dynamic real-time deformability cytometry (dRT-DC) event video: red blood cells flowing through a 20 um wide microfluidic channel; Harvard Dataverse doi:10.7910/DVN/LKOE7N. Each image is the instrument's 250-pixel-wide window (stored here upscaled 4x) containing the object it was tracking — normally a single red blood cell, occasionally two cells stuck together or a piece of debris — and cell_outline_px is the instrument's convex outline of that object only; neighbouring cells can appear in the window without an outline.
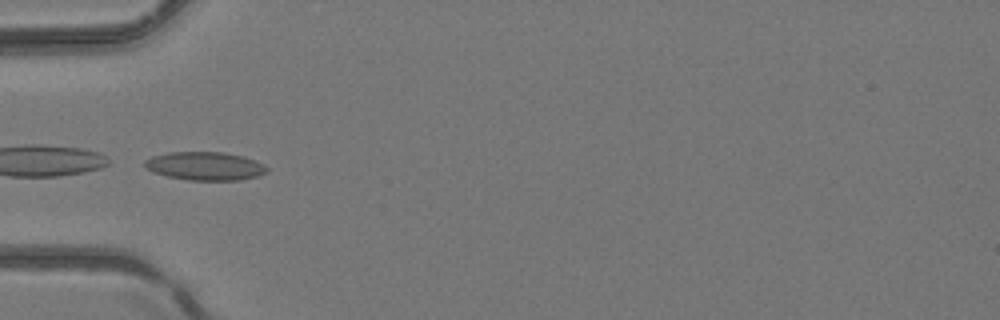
{"species": "common noctule bat (a hibernating species)", "species_latin": "Nyctalus noctula", "temperature_condition": "room temperature", "stored_images_in_passage": 5, "camera_frame_rate_fps": 3000, "um_per_image_px": 0.085, "animal": {"sex": "female", "body_mass_g": 24.6, "forearm_length_mm": 56.2}, "frame": {"image": 1, "passage_image": 4, "time_ms": 1.0, "image_size_px": [1000, 320], "cell_outline_px": [[268, 172], [256, 176], [240, 180], [188, 180], [168, 176], [152, 172], [144, 164], [144, 160], [152, 156], [168, 152], [224, 152], [256, 160], [264, 164], [268, 168]], "centroid_in_image_um": [17.43, 14.11], "position_along_channel_um": 67.6, "area_um2": 20.17}}
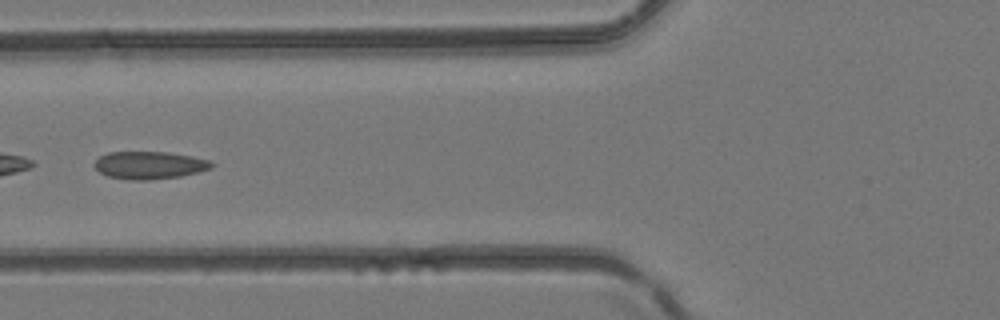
{"frame": {"image": 2, "passage_image": 5, "time_ms": 1.333, "image_size_px": [1000, 320], "cell_outline_px": [[216, 164], [212, 168], [180, 176], [152, 180], [128, 180], [108, 176], [100, 172], [92, 164], [100, 156], [108, 152], [168, 152], [192, 156], [212, 160]], "centroid_in_image_um": [12.73, 14.04], "position_along_channel_um": 113.1, "area_um2": 19.02}}